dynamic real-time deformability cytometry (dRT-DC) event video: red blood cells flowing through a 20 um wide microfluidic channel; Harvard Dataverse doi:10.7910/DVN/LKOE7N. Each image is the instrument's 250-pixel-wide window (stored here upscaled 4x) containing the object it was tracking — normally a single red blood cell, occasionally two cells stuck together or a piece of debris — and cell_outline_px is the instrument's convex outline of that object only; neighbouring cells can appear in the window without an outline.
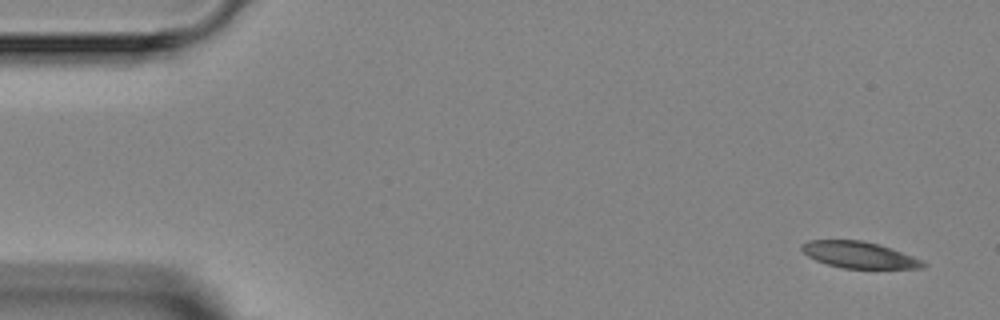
{"species": "Egyptian fruit bat (a non-hibernating species)", "species_latin": "Rousettus aegyptiacus", "temperature_condition": "room temperature", "stored_images_in_passage": 4, "camera_frame_rate_fps": 3000, "um_per_image_px": 0.085, "animal": {"sex": "female"}, "frame": {"image": 1, "passage_image": 1, "time_ms": 0.0, "image_size_px": [1000, 320], "cell_outline_px": [[928, 264], [924, 268], [844, 268], [828, 264], [816, 260], [808, 256], [800, 248], [800, 244], [808, 240], [864, 240], [880, 244], [912, 256]], "centroid_in_image_um": [73.0, 21.65], "position_along_channel_um": 12.0, "area_um2": 18.61}}